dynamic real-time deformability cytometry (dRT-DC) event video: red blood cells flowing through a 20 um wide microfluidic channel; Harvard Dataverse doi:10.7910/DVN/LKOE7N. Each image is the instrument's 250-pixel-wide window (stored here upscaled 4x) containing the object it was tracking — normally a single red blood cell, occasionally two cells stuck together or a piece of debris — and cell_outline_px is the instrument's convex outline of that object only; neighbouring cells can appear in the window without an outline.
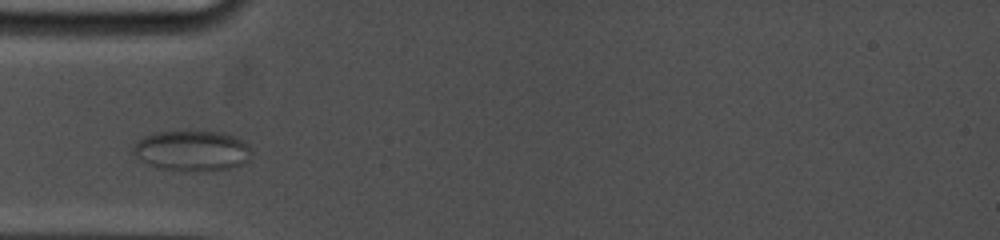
{"species": "common noctule bat (a hibernating species)", "species_latin": "Nyctalus noctula", "temperature_condition": "cold", "stored_images_in_passage": 27, "camera_frame_rate_fps": 5000, "um_per_image_px": 0.085, "animal": {"sex": "female", "body_mass_g": 19.0, "forearm_length_mm": 53.3}, "frame": {"image": 1, "passage_image": 1, "time_ms": 0.0, "image_size_px": [1000, 240], "cell_outline_px": [[252, 152], [248, 160], [240, 164], [228, 168], [184, 172], [160, 168], [148, 164], [136, 156], [132, 152], [132, 148], [136, 140], [152, 132], [224, 132], [248, 144]], "centroid_in_image_um": [16.27, 12.81], "position_along_channel_um": 68.7, "area_um2": 27.74}}
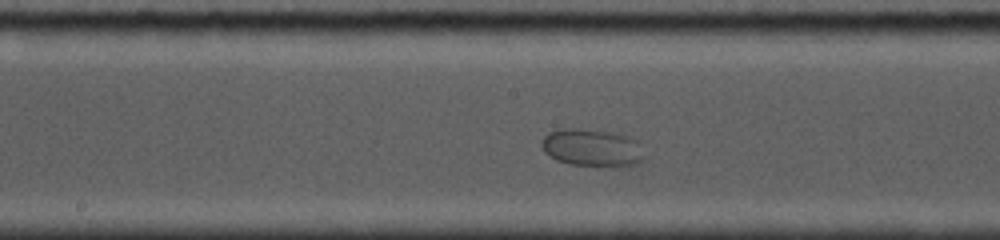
{"frame": {"image": 2, "passage_image": 11, "time_ms": 3.6, "image_size_px": [1000, 240], "cell_outline_px": [[644, 160], [640, 164], [620, 168], [568, 164], [556, 160], [544, 152], [540, 144], [540, 140], [548, 132], [560, 128], [580, 128], [608, 132], [628, 136], [636, 140], [640, 144], [644, 156]], "centroid_in_image_um": [50.33, 12.58], "position_along_channel_um": 197.9, "area_um2": 23.18}}
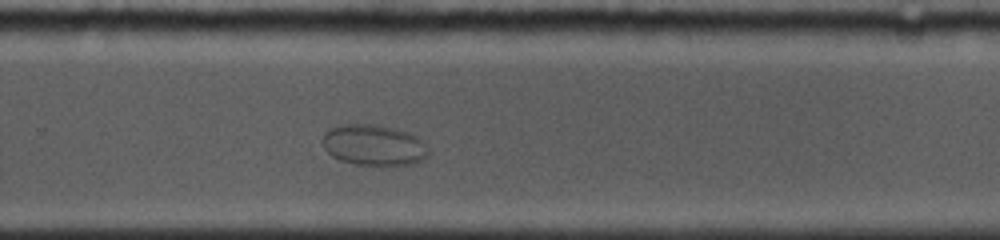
{"frame": {"image": 3, "passage_image": 19, "time_ms": 6.4, "image_size_px": [1000, 240], "cell_outline_px": [[428, 152], [420, 160], [412, 164], [356, 164], [340, 160], [332, 156], [324, 148], [324, 132], [340, 124], [376, 124], [408, 132], [416, 136], [420, 140]], "centroid_in_image_um": [31.72, 12.31], "position_along_channel_um": 298.1, "area_um2": 24.57}}